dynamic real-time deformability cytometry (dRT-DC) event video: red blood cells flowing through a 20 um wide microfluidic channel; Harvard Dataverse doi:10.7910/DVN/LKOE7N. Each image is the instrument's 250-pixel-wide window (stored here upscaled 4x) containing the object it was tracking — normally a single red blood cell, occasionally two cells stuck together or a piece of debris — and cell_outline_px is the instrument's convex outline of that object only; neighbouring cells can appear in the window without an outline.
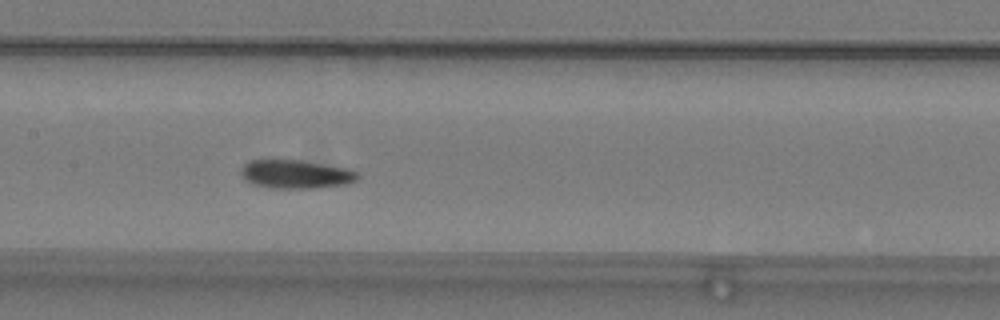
{"species": "common noctule bat (a hibernating species)", "species_latin": "Nyctalus noctula", "temperature_condition": "warm", "stored_images_in_passage": 37, "camera_frame_rate_fps": 3000, "um_per_image_px": 0.085, "animal": {"sex": "male", "body_mass_g": 19.2, "forearm_length_mm": 51.8}, "frame": {"image": 1, "passage_image": 15, "time_ms": 4.667, "image_size_px": [1000, 320], "cell_outline_px": [[360, 176], [356, 180], [348, 184], [316, 188], [268, 188], [252, 184], [244, 180], [240, 172], [240, 168], [248, 160], [300, 160], [344, 168], [356, 172]], "centroid_in_image_um": [25.08, 14.82], "position_along_channel_um": 182.3, "area_um2": 19.48}}
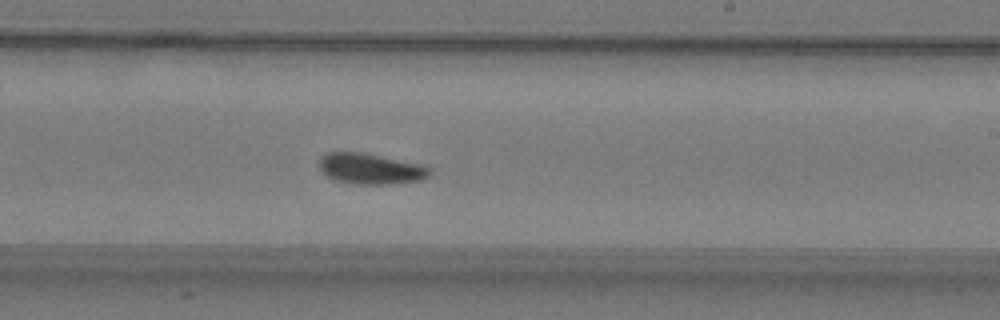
{"frame": {"image": 2, "passage_image": 21, "time_ms": 6.667, "image_size_px": [1000, 320], "cell_outline_px": [[432, 176], [424, 180], [392, 184], [352, 184], [332, 180], [320, 168], [320, 156], [328, 152], [364, 152], [420, 164], [432, 168]], "centroid_in_image_um": [31.55, 14.35], "position_along_channel_um": 257.4, "area_um2": 20.17}}
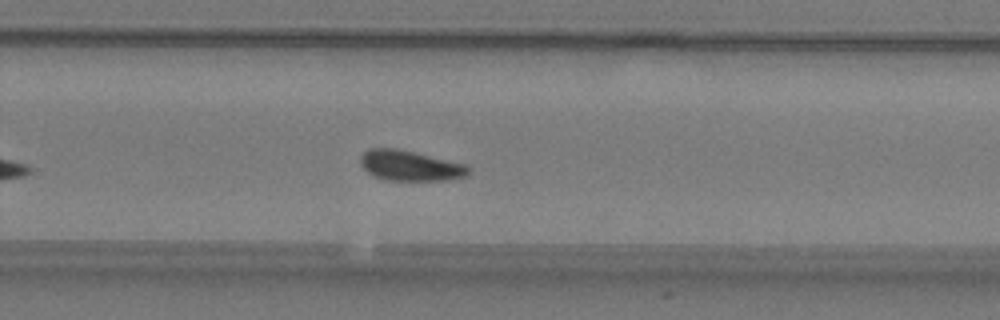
{"frame": {"image": 3, "passage_image": 24, "time_ms": 7.667, "image_size_px": [1000, 320], "cell_outline_px": [[472, 172], [464, 176], [448, 180], [384, 180], [372, 176], [360, 164], [360, 156], [368, 148], [396, 148], [468, 164], [472, 168]], "centroid_in_image_um": [34.88, 14.08], "position_along_channel_um": 294.9, "area_um2": 19.36}, "authors_computed_cell_mechanics": {"area_um2": 19.1896, "velocity_mm_per_s": 3.7819, "shape_relaxation_time_tau1_ms": 5.3502, "shape_relaxation_time_tau2_ms": 4.7557, "deformation_change_tau1": 0.1435, "deformation_change_tau2": 0.0733}}